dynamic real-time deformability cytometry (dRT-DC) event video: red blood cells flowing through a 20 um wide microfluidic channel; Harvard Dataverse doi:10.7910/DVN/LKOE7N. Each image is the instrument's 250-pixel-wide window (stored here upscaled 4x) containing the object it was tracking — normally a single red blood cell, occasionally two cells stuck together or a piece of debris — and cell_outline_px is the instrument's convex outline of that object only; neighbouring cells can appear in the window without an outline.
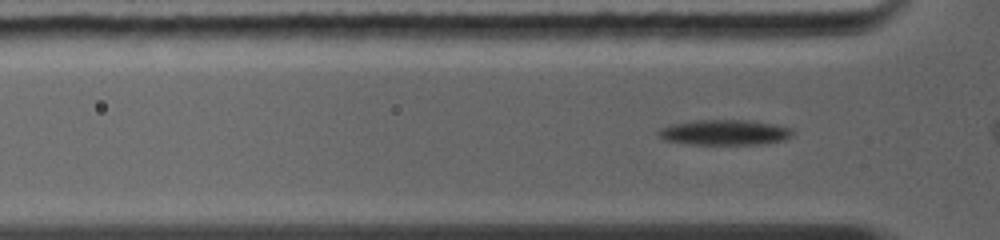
{"species": "common noctule bat (a hibernating species)", "species_latin": "Nyctalus noctula", "temperature_condition": "warm", "stored_images_in_passage": 50, "camera_frame_rate_fps": 5000, "um_per_image_px": 0.085, "animal": {"sex": "female", "body_mass_g": 19.0, "forearm_length_mm": 56.7}, "frame": {"image": 1, "passage_image": 4, "time_ms": 1.0, "image_size_px": [1000, 240], "cell_outline_px": [[792, 136], [784, 140], [760, 144], [692, 144], [664, 140], [660, 136], [660, 128], [676, 124], [696, 120], [748, 120], [772, 124], [788, 128], [792, 132]], "centroid_in_image_um": [61.61, 11.26], "position_along_channel_um": 64.2, "area_um2": 19.31}}
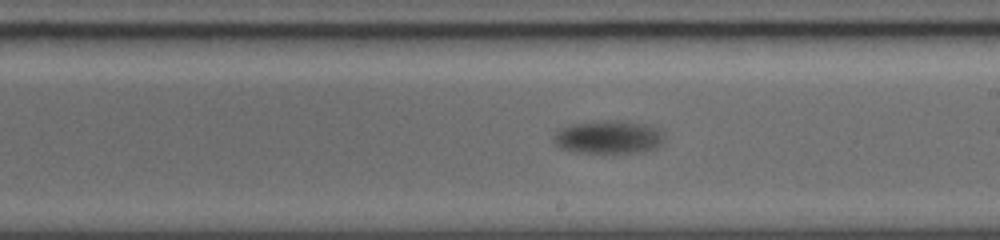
{"frame": {"image": 2, "passage_image": 19, "time_ms": 5.4, "image_size_px": [1000, 240], "cell_outline_px": [[664, 140], [656, 148], [644, 152], [576, 152], [560, 148], [552, 144], [552, 136], [560, 128], [568, 124], [608, 120], [616, 120], [644, 124], [660, 128], [664, 132]], "centroid_in_image_um": [51.7, 11.65], "position_along_channel_um": 237.3, "area_um2": 21.68}}
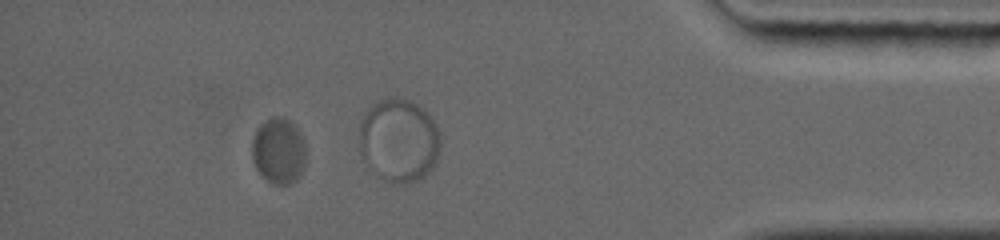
{"frame": {"image": 3, "passage_image": 43, "time_ms": 11.4, "image_size_px": [1000, 240], "cell_outline_px": [[304, 168], [300, 176], [296, 180], [288, 184], [272, 184], [260, 176], [252, 160], [252, 140], [260, 124], [264, 120], [272, 116], [284, 116], [296, 124], [304, 140]], "centroid_in_image_um": [23.68, 12.81], "position_along_channel_um": 411.5, "area_um2": 21.15}, "authors_computed_cell_mechanics": {"area_um2": 21.1259, "velocity_mm_per_s": 3.9301, "shape_relaxation_time_tau1_ms": 3.0373, "shape_relaxation_time_tau2_ms": null, "deformation_change_tau1": 0.1447, "deformation_change_tau2": null}}